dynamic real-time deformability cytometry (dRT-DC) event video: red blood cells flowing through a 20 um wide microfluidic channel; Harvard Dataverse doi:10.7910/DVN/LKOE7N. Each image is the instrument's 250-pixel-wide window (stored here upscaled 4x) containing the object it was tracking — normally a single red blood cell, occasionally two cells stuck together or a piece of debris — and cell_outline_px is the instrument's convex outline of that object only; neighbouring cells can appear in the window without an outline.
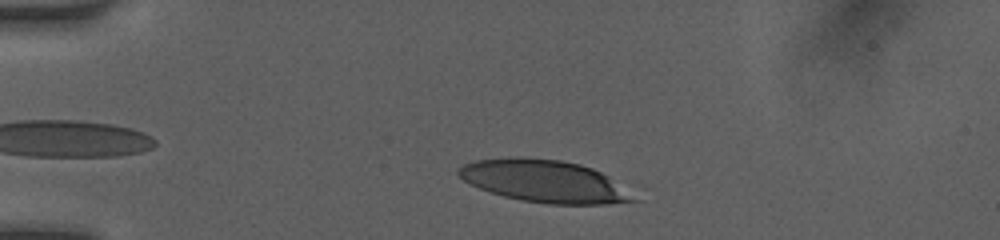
{"species": "human", "species_latin": "Homo sapiens", "temperature_condition": "room temperature", "stored_images_in_passage": 37, "camera_frame_rate_fps": 3000, "um_per_image_px": 0.085, "donor": {"sex": "female"}, "frame": {"image": 1, "passage_image": 5, "time_ms": 1.333, "image_size_px": [1000, 240], "cell_outline_px": [[644, 184], [640, 200], [608, 204], [548, 204], [520, 200], [504, 196], [480, 188], [464, 180], [456, 172], [464, 164], [476, 160], [512, 156], [524, 156], [560, 160], [580, 164]], "centroid_in_image_um": [46.7, 15.41], "position_along_channel_um": 38.3, "area_um2": 45.84}}
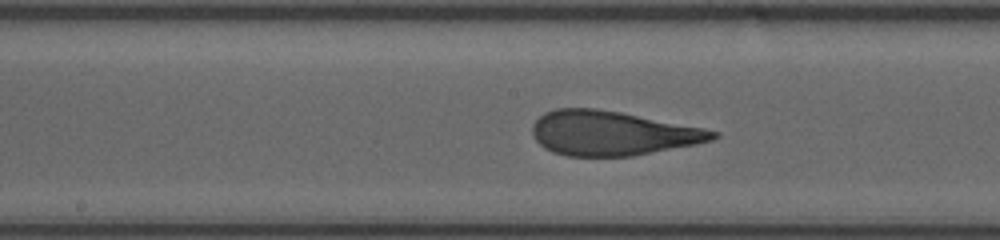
{"frame": {"image": 2, "passage_image": 20, "time_ms": 6.333, "image_size_px": [1000, 240], "cell_outline_px": [[720, 136], [712, 140], [696, 144], [632, 156], [568, 156], [552, 152], [544, 148], [532, 136], [532, 124], [544, 112], [556, 108], [596, 108], [620, 112], [704, 128], [720, 132]], "centroid_in_image_um": [52.01, 11.32], "position_along_channel_um": 196.2, "area_um2": 46.76}}
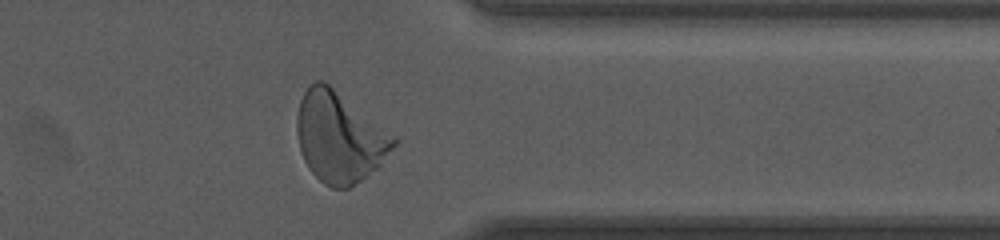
{"frame": {"image": 3, "passage_image": 34, "time_ms": 11.0, "image_size_px": [1000, 240], "cell_outline_px": [[400, 140], [380, 164], [376, 168], [360, 180], [348, 188], [332, 188], [324, 184], [308, 168], [300, 152], [296, 132], [296, 116], [300, 100], [304, 92], [316, 80], [324, 80], [396, 136]], "centroid_in_image_um": [28.84, 11.65], "position_along_channel_um": 382.6, "area_um2": 50.86}, "authors_computed_cell_mechanics": {"area_um2": 46.529, "velocity_mm_per_s": 4.1167, "shape_relaxation_time_tau1_ms": 6.4905, "shape_relaxation_time_tau2_ms": 0.7535, "deformation_change_tau1": 0.2659, "deformation_change_tau2": 0.096}}